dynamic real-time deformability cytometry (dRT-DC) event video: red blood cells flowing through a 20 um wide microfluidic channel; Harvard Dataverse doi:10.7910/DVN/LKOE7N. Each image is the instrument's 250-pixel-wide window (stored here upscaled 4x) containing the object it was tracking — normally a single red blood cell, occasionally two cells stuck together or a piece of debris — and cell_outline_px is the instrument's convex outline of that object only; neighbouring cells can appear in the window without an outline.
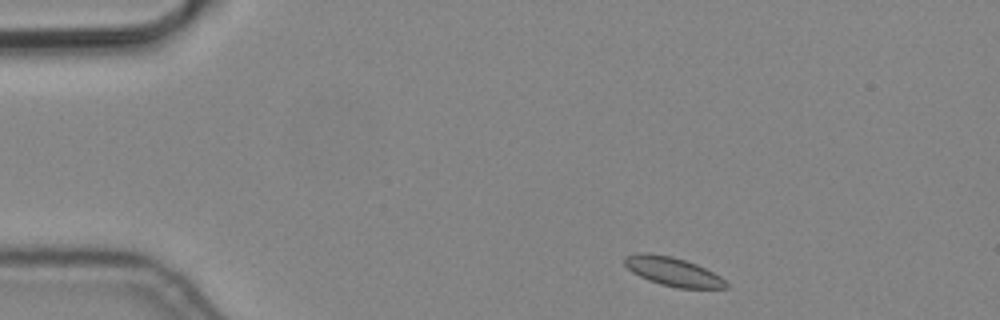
{"species": "common noctule bat (a hibernating species)", "species_latin": "Nyctalus noctula", "temperature_condition": "cold", "stored_images_in_passage": 4, "camera_frame_rate_fps": 3000, "um_per_image_px": 0.085, "animal": {"sex": "male", "body_mass_g": 19.2, "forearm_length_mm": 51.8}, "frame": {"image": 1, "passage_image": 1, "time_ms": 0.0, "image_size_px": [1000, 320], "cell_outline_px": [[728, 288], [676, 288], [660, 284], [648, 280], [632, 272], [624, 264], [624, 256], [636, 252], [648, 252], [672, 256], [696, 264], [720, 276], [728, 284]], "centroid_in_image_um": [57.15, 23.07], "position_along_channel_um": 27.8, "area_um2": 17.11}}
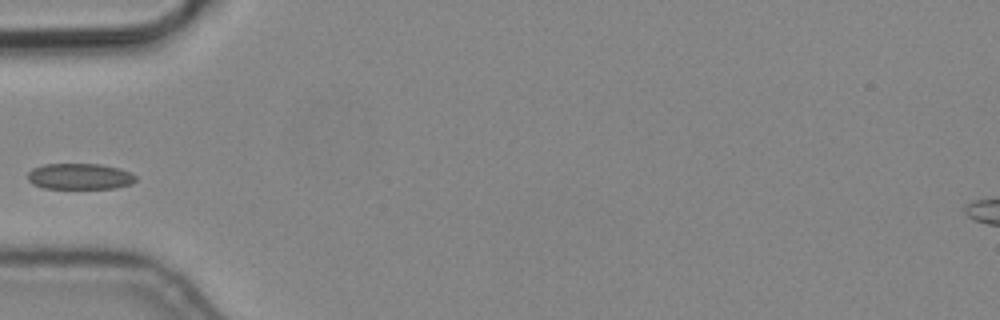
{"frame": {"image": 2, "passage_image": 4, "time_ms": 1.0, "image_size_px": [1000, 320], "cell_outline_px": [[136, 180], [132, 184], [116, 188], [44, 188], [32, 184], [28, 180], [28, 172], [32, 168], [44, 164], [100, 164], [120, 168], [136, 176]], "centroid_in_image_um": [6.77, 14.99], "position_along_channel_um": 78.2, "area_um2": 16.42}}